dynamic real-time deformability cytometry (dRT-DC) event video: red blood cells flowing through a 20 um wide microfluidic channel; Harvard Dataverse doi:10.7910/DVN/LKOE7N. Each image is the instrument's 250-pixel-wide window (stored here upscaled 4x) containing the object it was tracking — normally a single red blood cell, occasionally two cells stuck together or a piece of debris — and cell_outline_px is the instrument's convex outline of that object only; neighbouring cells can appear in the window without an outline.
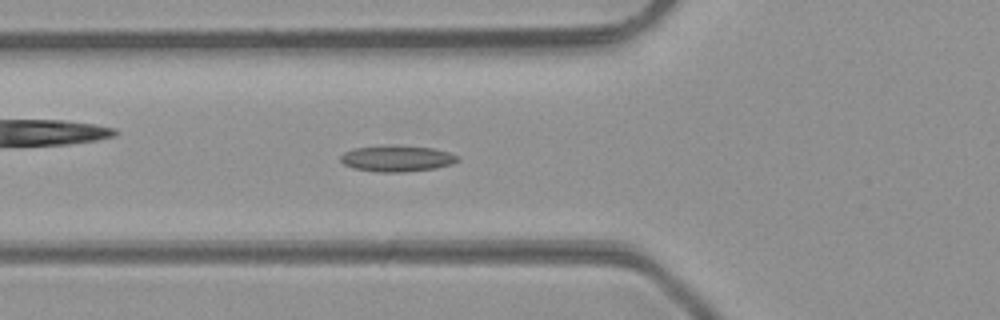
{"species": "common noctule bat (a hibernating species)", "species_latin": "Nyctalus noctula", "temperature_condition": "room temperature", "stored_images_in_passage": 47, "camera_frame_rate_fps": 3000, "um_per_image_px": 0.085, "animal": {"sex": "male", "body_mass_g": 23.1, "forearm_length_mm": 52.7}, "frame": {"image": 1, "passage_image": 16, "time_ms": 5.0, "image_size_px": [1000, 320], "cell_outline_px": [[460, 160], [452, 164], [436, 168], [404, 172], [376, 172], [352, 168], [344, 164], [340, 160], [340, 156], [344, 152], [352, 148], [432, 148], [448, 152], [460, 156]], "centroid_in_image_um": [33.76, 13.53], "position_along_channel_um": 92.0, "area_um2": 17.05}}
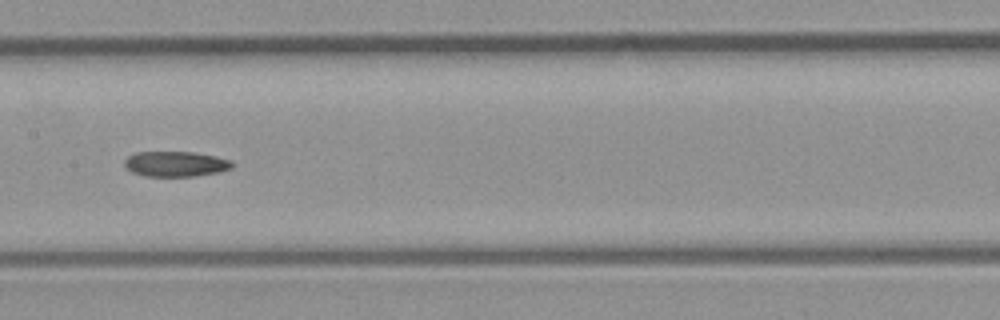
{"frame": {"image": 2, "passage_image": 23, "time_ms": 7.333, "image_size_px": [1000, 320], "cell_outline_px": [[232, 168], [216, 172], [196, 176], [144, 176], [132, 172], [124, 164], [124, 160], [128, 156], [136, 152], [192, 152], [216, 156], [232, 160]], "centroid_in_image_um": [14.92, 13.93], "position_along_channel_um": 192.5, "area_um2": 15.78}}
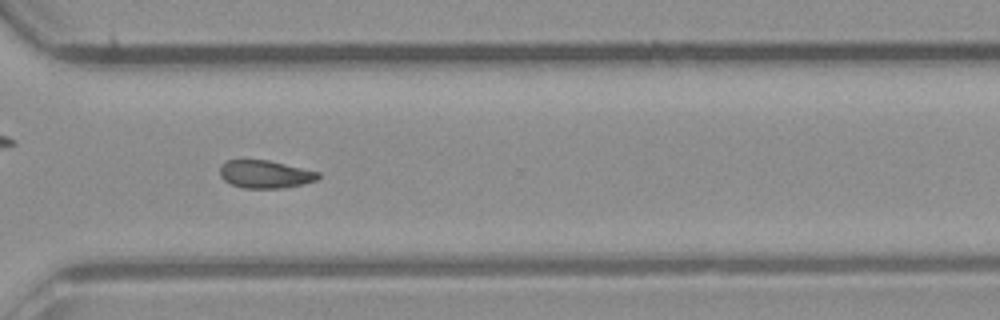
{"frame": {"image": 3, "passage_image": 34, "time_ms": 11.0, "image_size_px": [1000, 320], "cell_outline_px": [[320, 176], [316, 180], [304, 184], [284, 188], [244, 188], [232, 184], [224, 180], [220, 176], [220, 164], [224, 160], [268, 160], [320, 172]], "centroid_in_image_um": [22.53, 14.8], "position_along_channel_um": 348.1, "area_um2": 16.01}}